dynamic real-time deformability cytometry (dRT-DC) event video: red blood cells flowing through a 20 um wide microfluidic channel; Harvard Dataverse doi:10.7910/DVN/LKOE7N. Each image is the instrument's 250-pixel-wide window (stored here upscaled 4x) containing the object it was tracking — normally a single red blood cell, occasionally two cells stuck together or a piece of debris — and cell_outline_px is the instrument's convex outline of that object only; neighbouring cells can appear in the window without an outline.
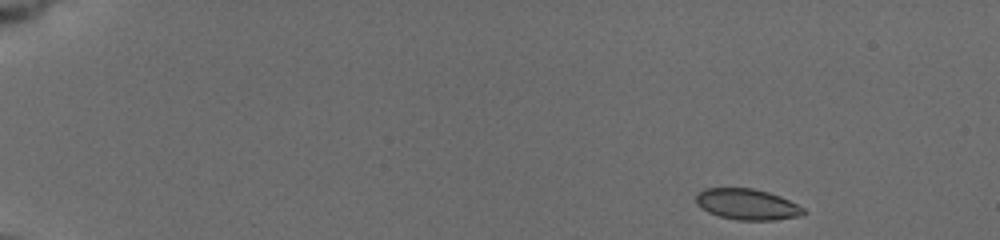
{"species": "common noctule bat (a hibernating species)", "species_latin": "Nyctalus noctula", "temperature_condition": "cold", "stored_images_in_passage": 49, "camera_frame_rate_fps": 3000, "um_per_image_px": 0.085, "animal": {"sex": "female", "body_mass_g": 19.5, "forearm_length_mm": 54.1}, "frame": {"image": 1, "passage_image": 1, "time_ms": 0.0, "image_size_px": [1000, 240], "cell_outline_px": [[808, 212], [804, 216], [776, 220], [736, 220], [720, 216], [708, 212], [696, 204], [696, 192], [704, 188], [752, 188], [768, 192], [780, 196], [804, 208]], "centroid_in_image_um": [63.52, 17.37], "position_along_channel_um": 21.5, "area_um2": 19.59}}
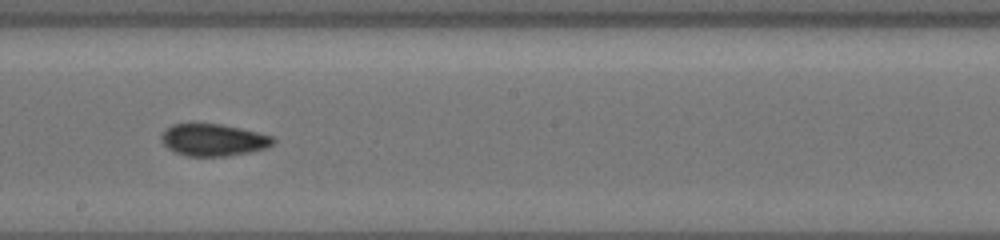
{"frame": {"image": 2, "passage_image": 29, "time_ms": 9.0, "image_size_px": [1000, 240], "cell_outline_px": [[276, 140], [268, 148], [228, 156], [188, 156], [176, 152], [168, 148], [160, 140], [160, 136], [164, 128], [172, 124], [220, 124], [240, 128], [272, 136]], "centroid_in_image_um": [18.11, 11.89], "position_along_channel_um": 230.1, "area_um2": 20.87}}
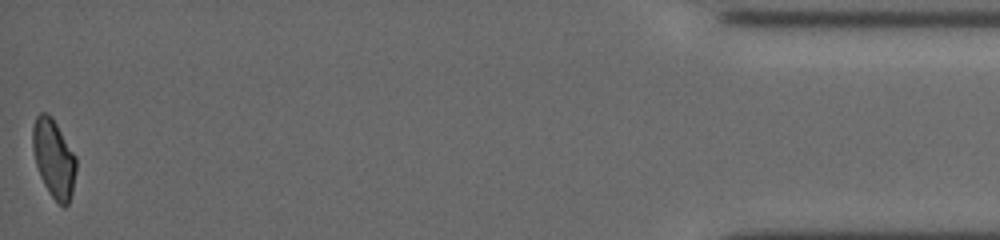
{"frame": {"image": 3, "passage_image": 49, "time_ms": 16.333, "image_size_px": [1000, 240], "cell_outline_px": [[76, 172], [72, 192], [68, 204], [64, 208], [48, 192], [40, 176], [36, 164], [32, 148], [32, 128], [36, 116], [40, 112], [48, 112], [52, 116], [76, 156]], "centroid_in_image_um": [4.56, 13.44], "position_along_channel_um": 430.6, "area_um2": 19.94}, "authors_computed_cell_mechanics": {"area_um2": 20.6346, "velocity_mm_per_s": 3.7778, "shape_relaxation_time_tau1_ms": 6.5412, "shape_relaxation_time_tau2_ms": 2.4565, "deformation_change_tau1": 0.1373, "deformation_change_tau2": 0.0582}}